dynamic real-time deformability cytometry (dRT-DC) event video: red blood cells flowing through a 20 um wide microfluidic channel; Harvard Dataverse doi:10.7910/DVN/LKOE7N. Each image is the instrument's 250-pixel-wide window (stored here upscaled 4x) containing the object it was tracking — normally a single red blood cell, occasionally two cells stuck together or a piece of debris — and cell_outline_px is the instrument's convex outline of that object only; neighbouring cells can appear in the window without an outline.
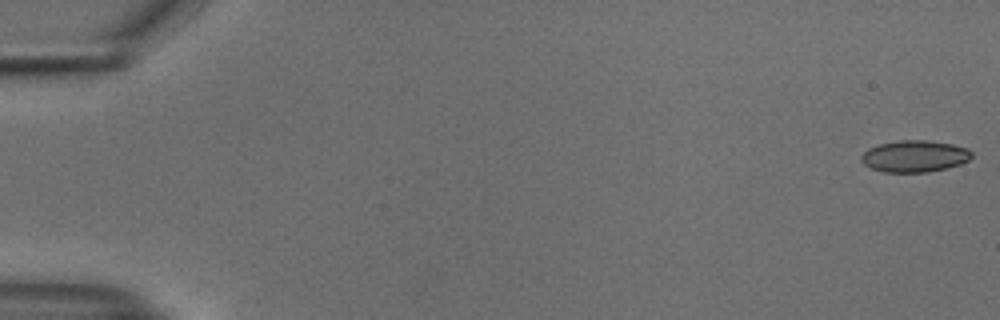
{"species": "common noctule bat (a hibernating species)", "species_latin": "Nyctalus noctula", "temperature_condition": "cold", "stored_images_in_passage": 15, "camera_frame_rate_fps": 3000, "um_per_image_px": 0.085, "animal": {"sex": "male", "body_mass_g": 18.8}, "frame": {"image": 1, "passage_image": 1, "time_ms": 0.0, "image_size_px": [1000, 320], "cell_outline_px": [[972, 156], [968, 160], [960, 164], [948, 168], [928, 172], [884, 172], [872, 168], [864, 164], [860, 160], [860, 156], [868, 148], [880, 144], [900, 140], [928, 140], [952, 144], [968, 148], [972, 152]], "centroid_in_image_um": [77.75, 13.28], "position_along_channel_um": 7.3, "area_um2": 20.46}}
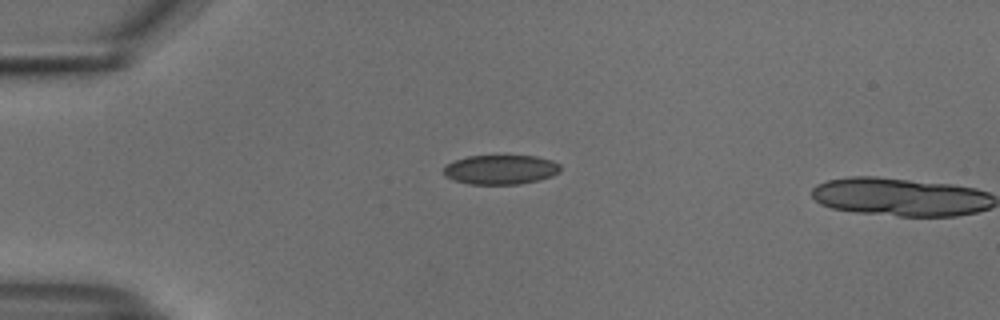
{"frame": {"image": 2, "passage_image": 14, "time_ms": 4.333, "image_size_px": [1000, 320], "cell_outline_px": [[560, 172], [552, 176], [540, 180], [520, 184], [468, 184], [452, 180], [444, 176], [444, 168], [448, 164], [456, 160], [468, 156], [536, 156], [552, 160], [560, 164]], "centroid_in_image_um": [42.57, 14.42], "position_along_channel_um": 42.4, "area_um2": 20.11}}